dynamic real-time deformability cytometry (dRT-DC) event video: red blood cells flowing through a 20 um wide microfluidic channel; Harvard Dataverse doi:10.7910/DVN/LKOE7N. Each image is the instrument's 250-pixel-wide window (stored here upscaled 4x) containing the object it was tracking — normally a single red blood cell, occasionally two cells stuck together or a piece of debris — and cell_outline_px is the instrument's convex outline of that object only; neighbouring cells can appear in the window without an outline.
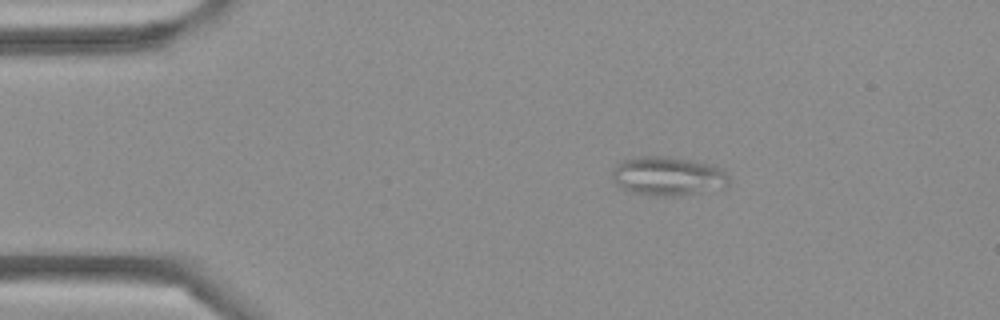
{"species": "Egyptian fruit bat (a non-hibernating species)", "species_latin": "Rousettus aegyptiacus", "temperature_condition": "cold", "stored_images_in_passage": 5, "camera_frame_rate_fps": 3000, "um_per_image_px": 0.085, "frame": {"image": 1, "passage_image": 2, "time_ms": 0.333, "image_size_px": [1000, 320], "cell_outline_px": [[728, 184], [700, 192], [672, 196], [656, 196], [632, 192], [620, 188], [616, 184], [612, 176], [612, 168], [620, 160], [640, 156], [668, 156], [692, 160], [708, 164], [720, 168], [728, 172]], "centroid_in_image_um": [56.69, 14.95], "position_along_channel_um": 28.3, "area_um2": 26.41}}